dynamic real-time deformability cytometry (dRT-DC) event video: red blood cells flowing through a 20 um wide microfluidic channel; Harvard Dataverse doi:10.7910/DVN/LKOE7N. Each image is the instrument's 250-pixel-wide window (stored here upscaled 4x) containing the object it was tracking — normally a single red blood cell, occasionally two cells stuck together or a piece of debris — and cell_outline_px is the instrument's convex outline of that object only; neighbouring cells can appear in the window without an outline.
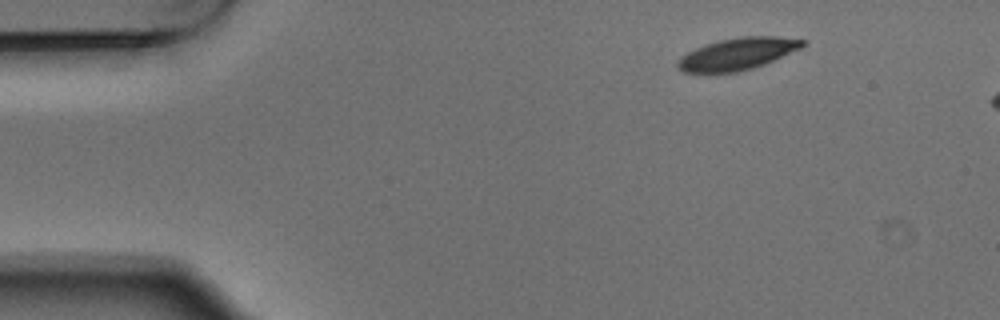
{"species": "Egyptian fruit bat (a non-hibernating species)", "species_latin": "Rousettus aegyptiacus", "temperature_condition": "warm", "stored_images_in_passage": 3, "camera_frame_rate_fps": 3000, "um_per_image_px": 0.085, "animal": {"sex": "male"}, "frame": {"image": 1, "passage_image": 1, "time_ms": 0.0, "image_size_px": [1000, 320], "cell_outline_px": [[804, 44], [800, 48], [764, 64], [752, 68], [736, 72], [684, 72], [676, 64], [680, 56], [696, 48], [720, 40], [740, 36], [780, 36], [804, 40]], "centroid_in_image_um": [62.68, 4.57], "position_along_channel_um": 22.3, "area_um2": 22.83}}